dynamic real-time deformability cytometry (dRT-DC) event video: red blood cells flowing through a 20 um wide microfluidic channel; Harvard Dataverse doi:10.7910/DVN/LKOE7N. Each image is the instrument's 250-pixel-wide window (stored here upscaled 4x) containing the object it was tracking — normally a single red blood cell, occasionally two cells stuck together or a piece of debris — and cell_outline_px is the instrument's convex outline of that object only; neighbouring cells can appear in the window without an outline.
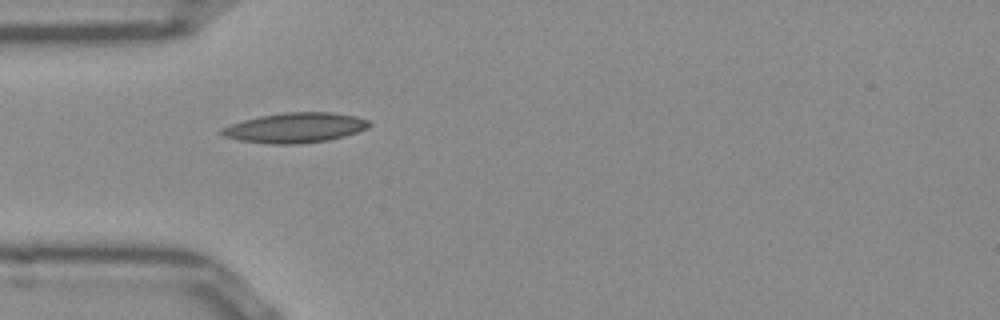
{"species": "Egyptian fruit bat (a non-hibernating species)", "species_latin": "Rousettus aegyptiacus", "temperature_condition": "room temperature", "stored_images_in_passage": 32, "camera_frame_rate_fps": 3000, "um_per_image_px": 0.085, "frame": {"image": 1, "passage_image": 1, "time_ms": 0.0, "image_size_px": [1000, 320], "cell_outline_px": [[372, 124], [368, 128], [344, 136], [328, 140], [300, 144], [268, 144], [240, 140], [224, 136], [220, 132], [220, 128], [244, 120], [260, 116], [284, 112], [332, 112], [356, 116], [368, 120]], "centroid_in_image_um": [25.11, 10.86], "position_along_channel_um": 59.9, "area_um2": 25.78}}
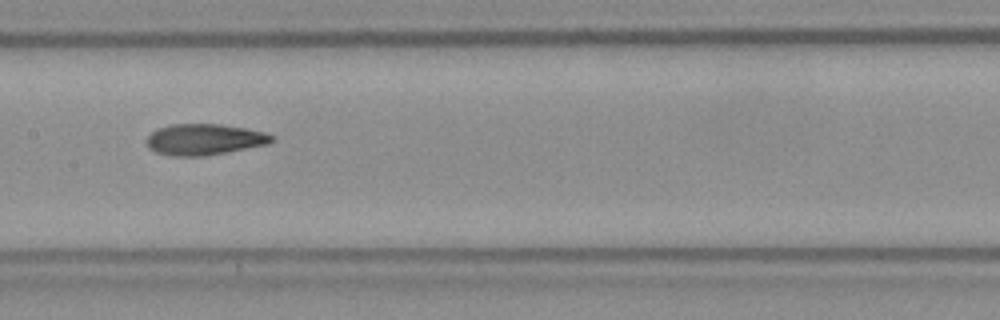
{"frame": {"image": 2, "passage_image": 11, "time_ms": 3.333, "image_size_px": [1000, 320], "cell_outline_px": [[276, 140], [268, 144], [224, 152], [200, 156], [172, 156], [156, 152], [148, 148], [144, 140], [156, 128], [172, 124], [220, 124], [244, 128], [264, 132], [272, 136]], "centroid_in_image_um": [17.31, 11.84], "position_along_channel_um": 190.1, "area_um2": 22.6}}
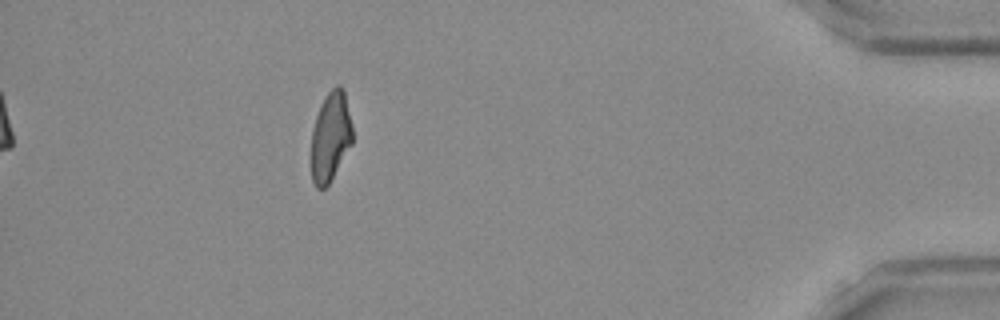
{"frame": {"image": 3, "passage_image": 32, "time_ms": 10.333, "image_size_px": [1000, 320], "cell_outline_px": [[352, 144], [328, 184], [324, 188], [316, 188], [312, 180], [312, 128], [320, 104], [328, 92], [336, 84], [340, 84], [344, 88], [352, 128]], "centroid_in_image_um": [28.1, 11.57], "position_along_channel_um": 407.1, "area_um2": 21.39}, "authors_computed_cell_mechanics": {"area_um2": 22.6865, "velocity_mm_per_s": 3.9248, "shape_relaxation_time_tau1_ms": null, "shape_relaxation_time_tau2_ms": 2.3021, "deformation_change_tau1": null, "deformation_change_tau2": 0.0945}}